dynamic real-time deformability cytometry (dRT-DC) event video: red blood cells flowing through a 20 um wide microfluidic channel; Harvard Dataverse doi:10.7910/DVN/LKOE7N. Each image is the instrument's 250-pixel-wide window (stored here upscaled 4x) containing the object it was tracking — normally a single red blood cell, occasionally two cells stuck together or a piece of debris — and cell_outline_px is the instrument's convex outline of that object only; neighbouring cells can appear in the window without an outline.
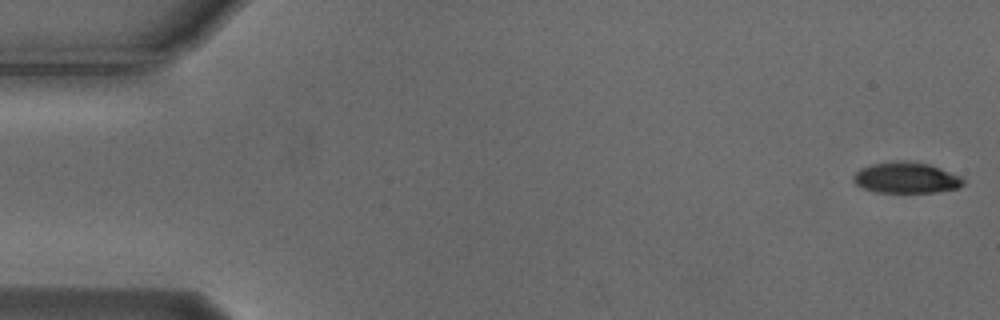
{"species": "Egyptian fruit bat (a non-hibernating species)", "species_latin": "Rousettus aegyptiacus", "temperature_condition": "cold", "stored_images_in_passage": 56, "camera_frame_rate_fps": 3000, "um_per_image_px": 0.085, "animal": {"sex": "male"}, "frame": {"image": 1, "passage_image": 1, "time_ms": 0.0, "image_size_px": [1000, 320], "cell_outline_px": [[964, 184], [956, 188], [936, 192], [876, 192], [864, 188], [856, 184], [852, 180], [852, 176], [860, 168], [872, 164], [900, 160], [908, 160], [928, 164], [940, 168], [960, 176], [964, 180]], "centroid_in_image_um": [77.0, 15.1], "position_along_channel_um": 8.0, "area_um2": 19.77}}
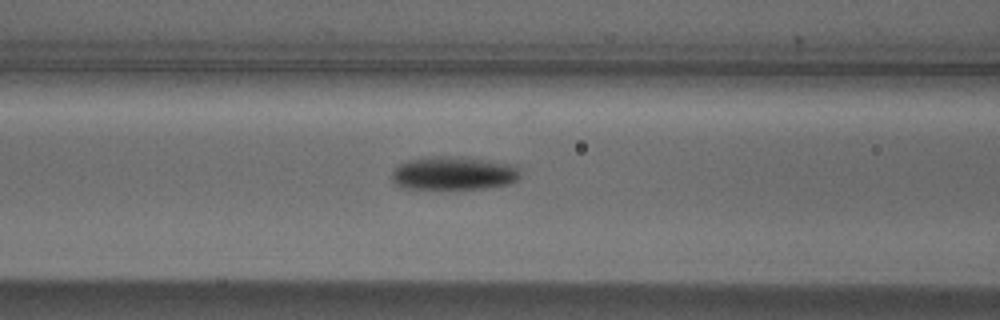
{"frame": {"image": 2, "passage_image": 22, "time_ms": 7.0, "image_size_px": [1000, 320], "cell_outline_px": [[520, 176], [516, 180], [508, 184], [480, 188], [404, 188], [396, 184], [392, 180], [392, 168], [408, 160], [432, 156], [460, 156], [516, 164], [520, 172]], "centroid_in_image_um": [38.56, 14.7], "position_along_channel_um": 128.0, "area_um2": 25.03}}
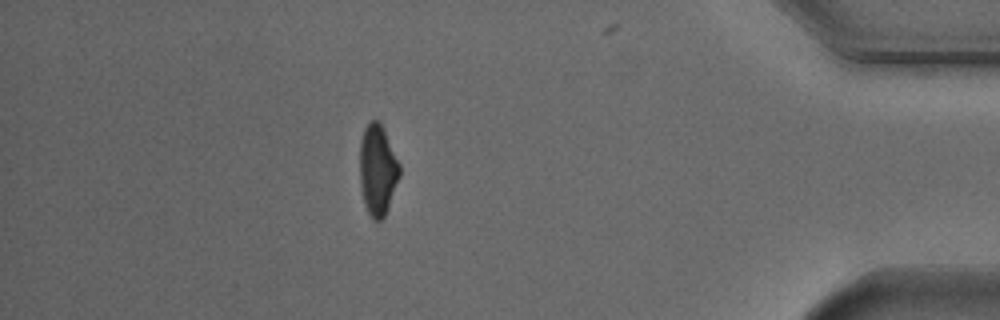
{"frame": {"image": 3, "passage_image": 48, "time_ms": 15.667, "image_size_px": [1000, 320], "cell_outline_px": [[400, 176], [388, 208], [384, 216], [380, 220], [372, 220], [364, 204], [360, 184], [360, 140], [364, 128], [372, 120], [380, 120], [384, 128], [400, 164]], "centroid_in_image_um": [32.1, 14.42], "position_along_channel_um": 403.1, "area_um2": 21.21}, "authors_computed_cell_mechanics": {"area_um2": 22.0796, "velocity_mm_per_s": 3.7236, "shape_relaxation_time_tau1_ms": 2.7494, "shape_relaxation_time_tau2_ms": null, "deformation_change_tau1": 0.1347, "deformation_change_tau2": null}}